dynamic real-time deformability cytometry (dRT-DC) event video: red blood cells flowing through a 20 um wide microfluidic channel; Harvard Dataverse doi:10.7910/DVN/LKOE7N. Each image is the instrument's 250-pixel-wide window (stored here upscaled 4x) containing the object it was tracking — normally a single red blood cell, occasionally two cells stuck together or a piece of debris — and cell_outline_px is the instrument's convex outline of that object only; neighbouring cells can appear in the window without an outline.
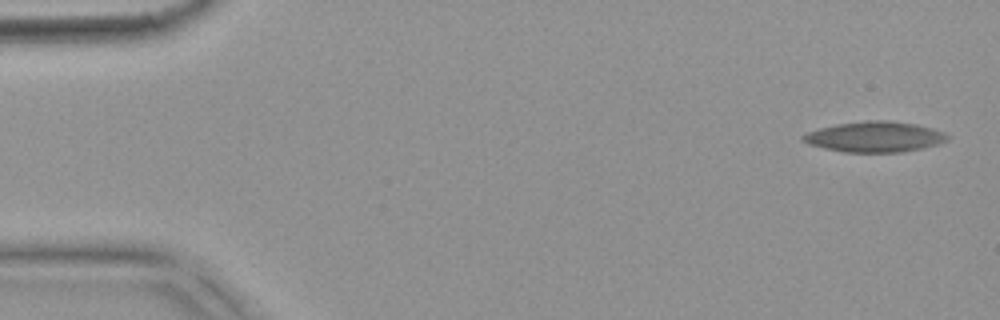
{"species": "common noctule bat (a hibernating species)", "species_latin": "Nyctalus noctula", "temperature_condition": "warm", "stored_images_in_passage": 4, "camera_frame_rate_fps": 3000, "um_per_image_px": 0.085, "animal": {"sex": "female", "body_mass_g": 18.4}, "frame": {"image": 1, "passage_image": 1, "time_ms": 0.0, "image_size_px": [1000, 320], "cell_outline_px": [[948, 140], [940, 144], [924, 148], [904, 152], [844, 152], [824, 148], [808, 144], [800, 140], [800, 136], [808, 132], [820, 128], [836, 124], [868, 120], [888, 120], [916, 124], [932, 128], [944, 132], [948, 136]], "centroid_in_image_um": [74.36, 11.63], "position_along_channel_um": 10.6, "area_um2": 25.89}}
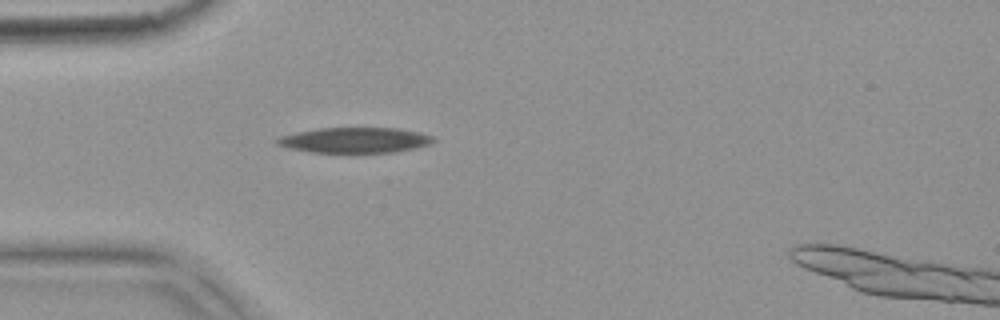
{"frame": {"image": 2, "passage_image": 4, "time_ms": 1.0, "image_size_px": [1000, 320], "cell_outline_px": [[436, 140], [428, 144], [396, 152], [308, 152], [288, 148], [276, 144], [276, 140], [280, 136], [296, 132], [320, 128], [396, 128], [416, 132], [432, 136]], "centroid_in_image_um": [30.11, 11.91], "position_along_channel_um": 54.9, "area_um2": 22.83}}